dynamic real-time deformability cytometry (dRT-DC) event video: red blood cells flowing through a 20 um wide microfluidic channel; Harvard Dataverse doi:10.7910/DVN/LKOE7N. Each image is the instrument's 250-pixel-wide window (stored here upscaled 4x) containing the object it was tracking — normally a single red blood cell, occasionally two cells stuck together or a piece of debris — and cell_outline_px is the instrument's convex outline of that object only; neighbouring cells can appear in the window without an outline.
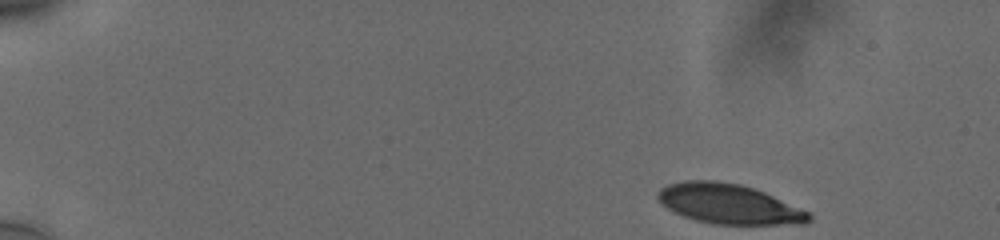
{"species": "human", "species_latin": "Homo sapiens", "temperature_condition": "cold", "stored_images_in_passage": 50, "camera_frame_rate_fps": 3000, "um_per_image_px": 0.085, "donor": {"sex": "male"}, "frame": {"image": 1, "passage_image": 1, "time_ms": 0.0, "image_size_px": [1000, 240], "cell_outline_px": [[812, 220], [804, 224], [712, 224], [696, 220], [684, 216], [668, 208], [656, 196], [656, 192], [660, 188], [668, 184], [684, 180], [716, 180], [740, 184], [764, 192], [808, 212], [812, 216]], "centroid_in_image_um": [61.94, 17.33], "position_along_channel_um": 23.1, "area_um2": 34.85}}
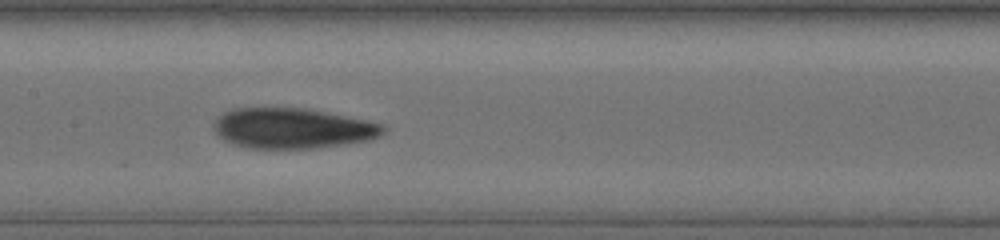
{"frame": {"image": 2, "passage_image": 24, "time_ms": 7.667, "image_size_px": [1000, 240], "cell_outline_px": [[388, 128], [380, 136], [368, 140], [344, 144], [316, 148], [248, 148], [232, 144], [216, 136], [212, 128], [212, 124], [224, 112], [240, 108], [308, 108], [384, 124]], "centroid_in_image_um": [24.85, 10.91], "position_along_channel_um": 182.5, "area_um2": 40.0}}
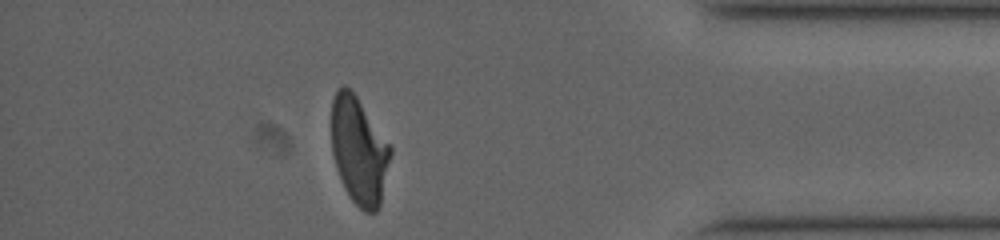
{"frame": {"image": 3, "passage_image": 44, "time_ms": 14.333, "image_size_px": [1000, 240], "cell_outline_px": [[392, 152], [380, 204], [376, 212], [364, 212], [352, 200], [340, 176], [332, 152], [332, 100], [336, 92], [344, 84], [356, 96], [392, 148]], "centroid_in_image_um": [30.52, 12.81], "position_along_channel_um": 404.7, "area_um2": 36.07}, "authors_computed_cell_mechanics": {"area_um2": 38.5526, "velocity_mm_per_s": 3.7592, "shape_relaxation_time_tau1_ms": 5.6076, "shape_relaxation_time_tau2_ms": 2.984, "deformation_change_tau1": 0.1776, "deformation_change_tau2": 0.0974}}